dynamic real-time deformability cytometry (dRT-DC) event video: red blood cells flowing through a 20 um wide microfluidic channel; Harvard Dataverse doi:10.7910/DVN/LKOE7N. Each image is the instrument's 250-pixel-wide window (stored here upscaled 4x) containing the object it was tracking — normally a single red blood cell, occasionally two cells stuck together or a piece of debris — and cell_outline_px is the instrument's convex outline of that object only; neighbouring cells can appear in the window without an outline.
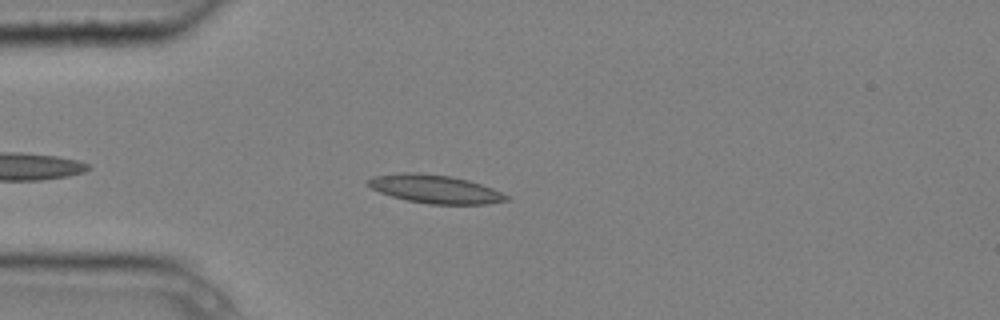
{"species": "common noctule bat (a hibernating species)", "species_latin": "Nyctalus noctula", "temperature_condition": "cold", "stored_images_in_passage": 4, "camera_frame_rate_fps": 3000, "um_per_image_px": 0.085, "animal": {"sex": "male", "body_mass_g": 20.4}, "frame": {"image": 1, "passage_image": 3, "time_ms": 0.667, "image_size_px": [1000, 320], "cell_outline_px": [[512, 200], [488, 204], [428, 204], [408, 200], [392, 196], [380, 192], [364, 184], [364, 180], [372, 176], [400, 172], [420, 172], [452, 176], [468, 180], [492, 188], [508, 196]], "centroid_in_image_um": [36.94, 16.05], "position_along_channel_um": 48.1, "area_um2": 23.12}}